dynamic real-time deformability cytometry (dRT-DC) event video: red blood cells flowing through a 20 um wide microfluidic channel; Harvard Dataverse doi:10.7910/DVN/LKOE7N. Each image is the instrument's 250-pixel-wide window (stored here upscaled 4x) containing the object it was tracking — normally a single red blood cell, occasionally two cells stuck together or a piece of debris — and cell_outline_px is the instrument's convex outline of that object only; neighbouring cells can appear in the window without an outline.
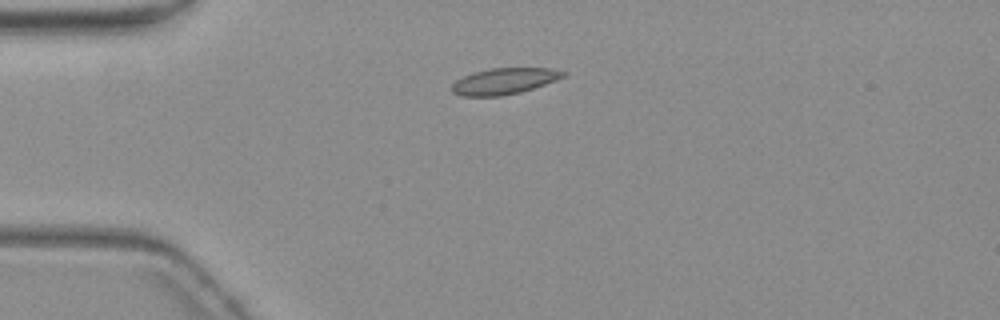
{"species": "common noctule bat (a hibernating species)", "species_latin": "Nyctalus noctula", "temperature_condition": "warm", "stored_images_in_passage": 2, "camera_frame_rate_fps": 3000, "um_per_image_px": 0.085, "animal": {"sex": "female", "body_mass_g": 19.3, "forearm_length_mm": 54.1}, "frame": {"image": 1, "passage_image": 1, "time_ms": 0.0, "image_size_px": [1000, 320], "cell_outline_px": [[568, 72], [564, 76], [556, 80], [520, 92], [504, 96], [460, 96], [452, 92], [452, 84], [456, 80], [464, 76], [476, 72], [492, 68], [548, 68]], "centroid_in_image_um": [42.84, 6.9], "position_along_channel_um": 42.2, "area_um2": 16.82}}